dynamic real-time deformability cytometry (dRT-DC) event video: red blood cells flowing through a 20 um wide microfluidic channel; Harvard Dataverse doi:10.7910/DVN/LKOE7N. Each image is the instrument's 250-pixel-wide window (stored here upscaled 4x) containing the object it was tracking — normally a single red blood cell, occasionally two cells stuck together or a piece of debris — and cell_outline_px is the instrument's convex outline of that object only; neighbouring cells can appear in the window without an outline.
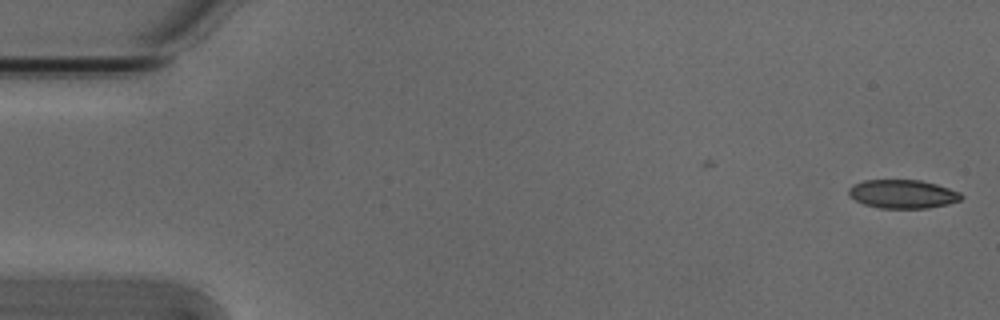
{"species": "Egyptian fruit bat (a non-hibernating species)", "species_latin": "Rousettus aegyptiacus", "temperature_condition": "cold", "stored_images_in_passage": 4, "camera_frame_rate_fps": 3000, "um_per_image_px": 0.085, "animal": {"sex": "male"}, "frame": {"image": 1, "passage_image": 1, "time_ms": 0.0, "image_size_px": [1000, 320], "cell_outline_px": [[964, 196], [960, 200], [948, 204], [928, 208], [880, 208], [864, 204], [848, 196], [848, 188], [852, 184], [864, 180], [920, 180], [936, 184], [960, 192]], "centroid_in_image_um": [76.71, 16.49], "position_along_channel_um": 8.3, "area_um2": 18.84}}
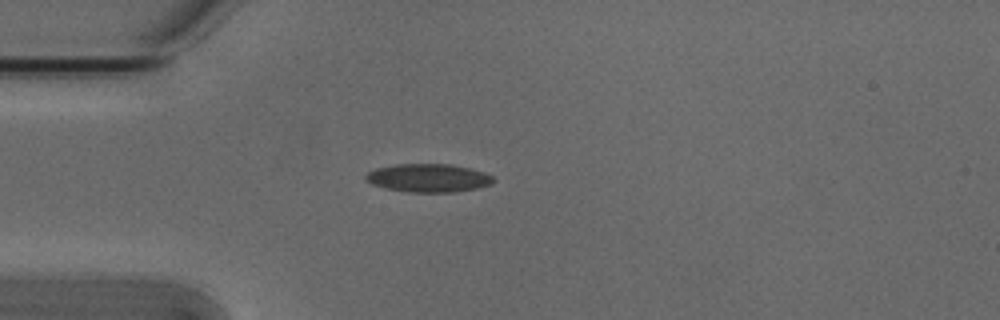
{"frame": {"image": 2, "passage_image": 4, "time_ms": 1.0, "image_size_px": [1000, 320], "cell_outline_px": [[496, 180], [492, 184], [476, 188], [452, 192], [408, 192], [384, 188], [372, 184], [364, 180], [364, 176], [368, 172], [376, 168], [396, 164], [452, 164], [472, 168], [484, 172], [492, 176]], "centroid_in_image_um": [36.41, 15.12], "position_along_channel_um": 48.6, "area_um2": 21.21}}